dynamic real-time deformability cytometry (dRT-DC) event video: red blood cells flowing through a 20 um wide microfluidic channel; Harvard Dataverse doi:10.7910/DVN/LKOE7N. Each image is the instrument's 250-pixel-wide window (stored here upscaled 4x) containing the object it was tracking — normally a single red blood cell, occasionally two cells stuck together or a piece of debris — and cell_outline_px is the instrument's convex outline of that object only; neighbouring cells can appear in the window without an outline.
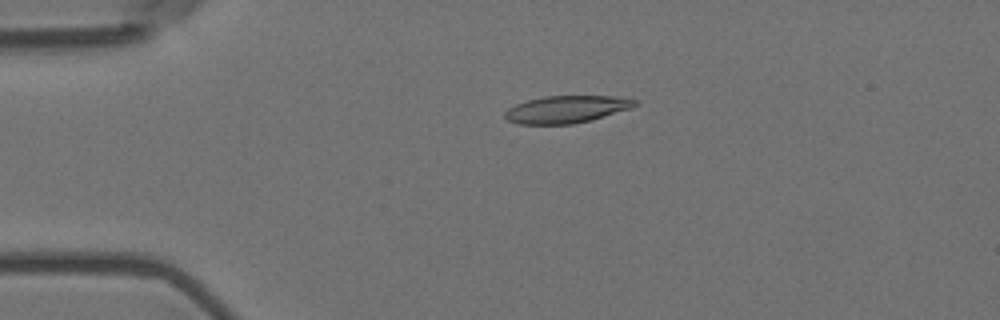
{"species": "Egyptian fruit bat (a non-hibernating species)", "species_latin": "Rousettus aegyptiacus", "temperature_condition": "room temperature", "stored_images_in_passage": 3, "camera_frame_rate_fps": 3000, "um_per_image_px": 0.085, "animal": {"sex": "female"}, "frame": {"image": 1, "passage_image": 2, "time_ms": 0.333, "image_size_px": [1000, 320], "cell_outline_px": [[636, 104], [632, 108], [592, 120], [572, 124], [520, 124], [508, 120], [504, 116], [504, 112], [508, 108], [516, 104], [528, 100], [544, 96], [612, 96], [636, 100]], "centroid_in_image_um": [48.14, 9.29], "position_along_channel_um": 36.9, "area_um2": 20.58}}